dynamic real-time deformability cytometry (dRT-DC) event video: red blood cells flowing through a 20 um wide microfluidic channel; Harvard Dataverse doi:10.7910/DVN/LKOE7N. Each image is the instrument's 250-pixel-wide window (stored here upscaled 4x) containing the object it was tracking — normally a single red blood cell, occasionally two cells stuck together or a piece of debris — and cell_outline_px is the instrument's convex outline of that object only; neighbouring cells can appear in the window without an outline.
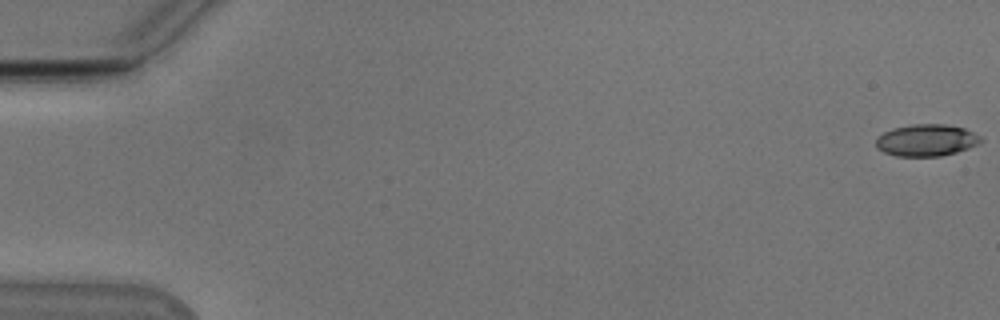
{"species": "Egyptian fruit bat (a non-hibernating species)", "species_latin": "Rousettus aegyptiacus", "temperature_condition": "cold", "stored_images_in_passage": 54, "camera_frame_rate_fps": 3000, "um_per_image_px": 0.085, "animal": {"sex": "male"}, "frame": {"image": 1, "passage_image": 1, "time_ms": 0.0, "image_size_px": [1000, 320], "cell_outline_px": [[984, 140], [968, 148], [956, 152], [940, 156], [896, 156], [884, 152], [876, 148], [876, 140], [884, 132], [892, 128], [912, 124], [944, 124], [964, 128], [980, 136]], "centroid_in_image_um": [78.73, 11.92], "position_along_channel_um": 6.3, "area_um2": 19.36}}
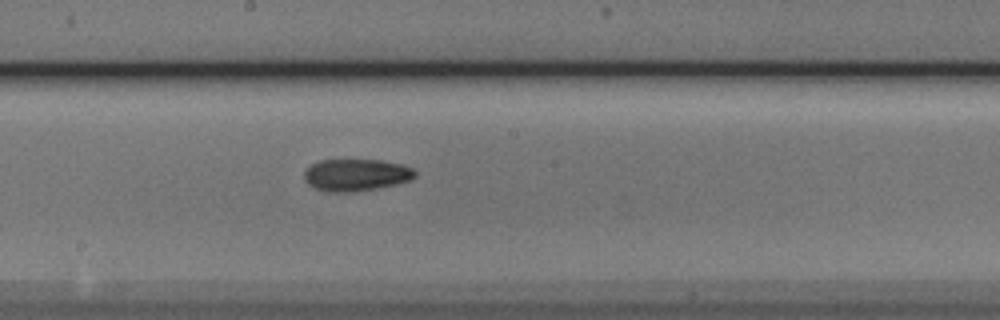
{"frame": {"image": 2, "passage_image": 30, "time_ms": 9.667, "image_size_px": [1000, 320], "cell_outline_px": [[416, 176], [412, 180], [396, 184], [376, 188], [352, 192], [328, 192], [316, 188], [308, 184], [304, 180], [304, 172], [312, 164], [320, 160], [380, 160], [404, 164], [412, 168], [416, 172]], "centroid_in_image_um": [30.29, 14.87], "position_along_channel_um": 217.9, "area_um2": 20.75}}
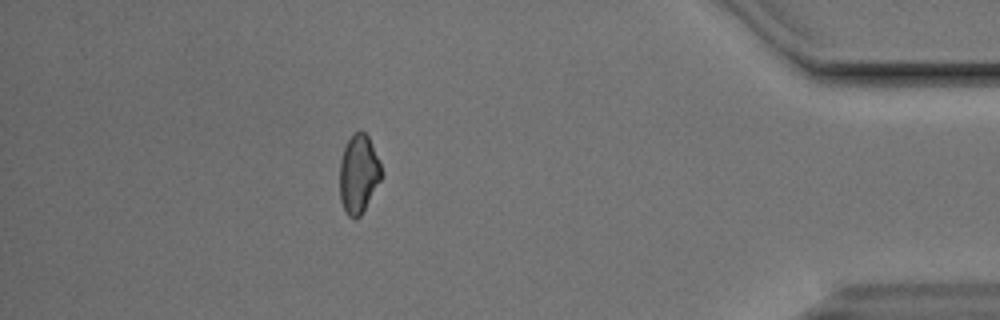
{"frame": {"image": 3, "passage_image": 48, "time_ms": 15.667, "image_size_px": [1000, 320], "cell_outline_px": [[380, 180], [360, 216], [348, 216], [340, 200], [340, 160], [344, 148], [352, 132], [364, 132], [368, 136], [380, 164]], "centroid_in_image_um": [30.45, 14.76], "position_along_channel_um": 404.8, "area_um2": 18.5}, "authors_computed_cell_mechanics": {"area_um2": 19.7676, "velocity_mm_per_s": 3.8582, "shape_relaxation_time_tau1_ms": null, "shape_relaxation_time_tau2_ms": 7.3606, "deformation_change_tau1": null, "deformation_change_tau2": 0.1456}}